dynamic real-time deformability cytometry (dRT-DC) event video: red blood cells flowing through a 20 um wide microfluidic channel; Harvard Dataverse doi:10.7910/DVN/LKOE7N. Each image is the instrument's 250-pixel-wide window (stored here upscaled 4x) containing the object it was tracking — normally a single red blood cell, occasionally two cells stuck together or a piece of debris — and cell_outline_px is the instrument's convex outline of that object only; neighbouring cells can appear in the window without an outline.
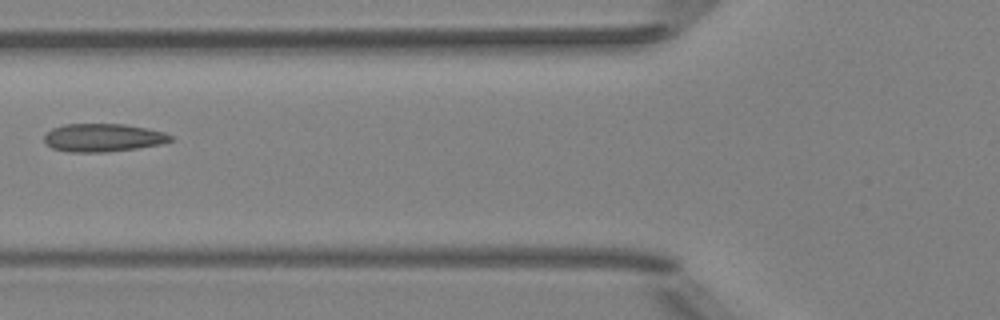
{"species": "Egyptian fruit bat (a non-hibernating species)", "species_latin": "Rousettus aegyptiacus", "temperature_condition": "room temperature", "stored_images_in_passage": 6, "camera_frame_rate_fps": 3000, "um_per_image_px": 0.085, "animal": {"sex": "female"}, "frame": {"image": 1, "passage_image": 6, "time_ms": 6.667, "image_size_px": [1000, 320], "cell_outline_px": [[172, 140], [160, 144], [136, 148], [108, 152], [68, 152], [52, 148], [44, 144], [44, 136], [52, 128], [64, 124], [124, 124], [148, 128], [164, 132], [172, 136]], "centroid_in_image_um": [8.72, 11.7], "position_along_channel_um": 117.1, "area_um2": 20.75}}